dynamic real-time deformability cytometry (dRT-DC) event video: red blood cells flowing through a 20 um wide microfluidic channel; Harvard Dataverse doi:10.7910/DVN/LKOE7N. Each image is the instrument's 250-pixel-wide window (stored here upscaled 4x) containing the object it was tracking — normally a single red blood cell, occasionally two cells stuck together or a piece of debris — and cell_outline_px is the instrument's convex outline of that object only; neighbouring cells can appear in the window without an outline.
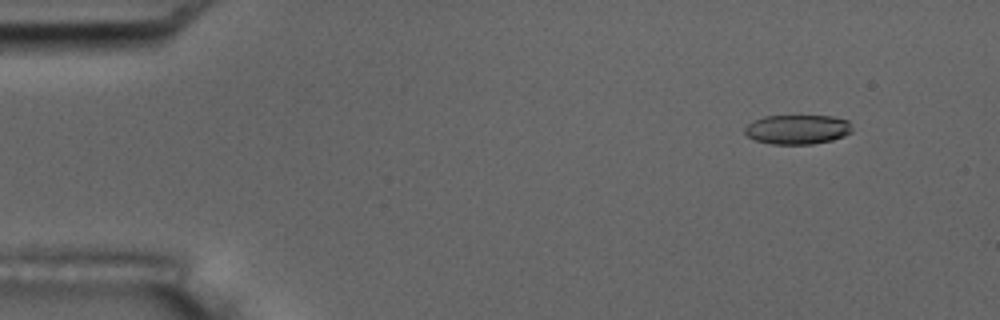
{"species": "common noctule bat (a hibernating species)", "species_latin": "Nyctalus noctula", "temperature_condition": "room temperature", "stored_images_in_passage": 56, "camera_frame_rate_fps": 3000, "um_per_image_px": 0.085, "animal": {"sex": "male", "body_mass_g": 17.5, "forearm_length_mm": 52.3}, "frame": {"image": 1, "passage_image": 6, "time_ms": 1.667, "image_size_px": [1000, 320], "cell_outline_px": [[852, 132], [844, 136], [832, 140], [812, 144], [772, 144], [756, 140], [748, 136], [744, 132], [744, 128], [752, 120], [764, 116], [832, 116], [848, 120], [852, 128]], "centroid_in_image_um": [67.78, 11.0], "position_along_channel_um": 17.2, "area_um2": 18.5}}
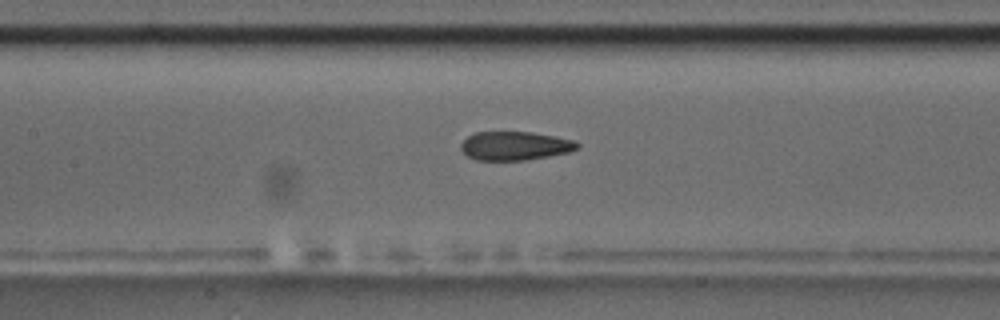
{"frame": {"image": 2, "passage_image": 26, "time_ms": 8.333, "image_size_px": [1000, 320], "cell_outline_px": [[580, 148], [568, 152], [548, 156], [524, 160], [476, 160], [468, 156], [460, 148], [460, 144], [468, 136], [476, 132], [532, 132], [572, 140], [580, 144]], "centroid_in_image_um": [43.75, 12.4], "position_along_channel_um": 163.6, "area_um2": 19.31}}
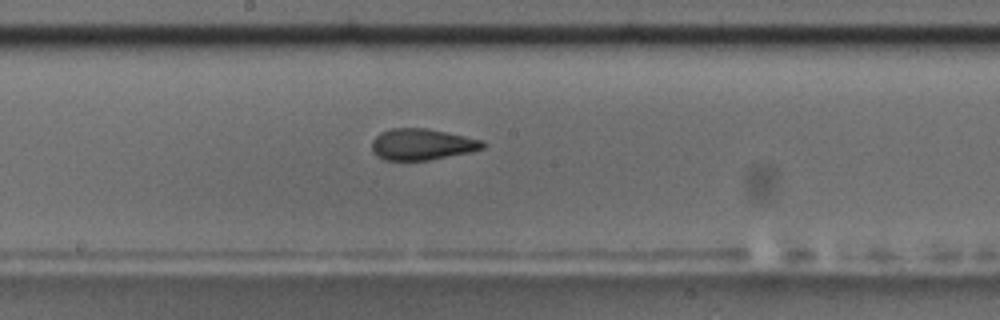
{"frame": {"image": 3, "passage_image": 30, "time_ms": 9.667, "image_size_px": [1000, 320], "cell_outline_px": [[484, 148], [472, 152], [428, 160], [384, 160], [376, 156], [372, 152], [372, 140], [380, 132], [392, 128], [428, 128], [484, 140]], "centroid_in_image_um": [35.86, 12.27], "position_along_channel_um": 212.3, "area_um2": 20.4}, "authors_computed_cell_mechanics": {"area_um2": 20.23, "velocity_mm_per_s": 3.679, "shape_relaxation_time_tau1_ms": 9.8214, "shape_relaxation_time_tau2_ms": 1.8917, "deformation_change_tau1": 0.2232, "deformation_change_tau2": 0.0807}}